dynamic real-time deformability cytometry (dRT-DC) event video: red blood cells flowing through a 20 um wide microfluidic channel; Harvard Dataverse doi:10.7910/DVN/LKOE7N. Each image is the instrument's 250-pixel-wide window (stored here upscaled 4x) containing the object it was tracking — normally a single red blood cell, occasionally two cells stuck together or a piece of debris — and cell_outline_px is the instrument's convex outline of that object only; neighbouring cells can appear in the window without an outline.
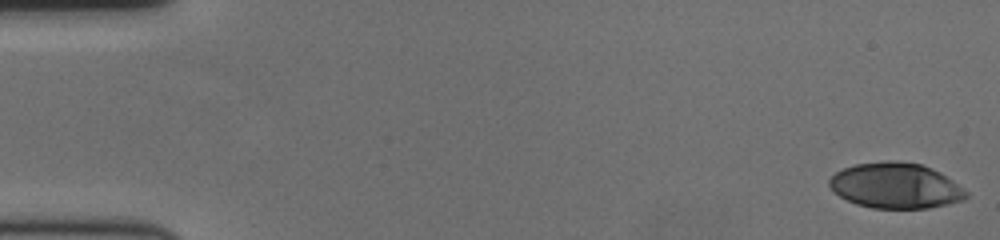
{"species": "human", "species_latin": "Homo sapiens", "temperature_condition": "cold", "stored_images_in_passage": 58, "camera_frame_rate_fps": 3000, "um_per_image_px": 0.085, "donor": {"sex": "female"}, "frame": {"image": 1, "passage_image": 1, "time_ms": 0.0, "image_size_px": [1000, 240], "cell_outline_px": [[968, 196], [964, 200], [948, 204], [928, 208], [872, 208], [856, 204], [840, 196], [828, 184], [828, 180], [836, 172], [844, 168], [856, 164], [884, 160], [896, 160], [920, 164], [932, 168], [940, 172], [952, 180], [968, 192]], "centroid_in_image_um": [76.14, 15.77], "position_along_channel_um": 8.9, "area_um2": 36.3}}
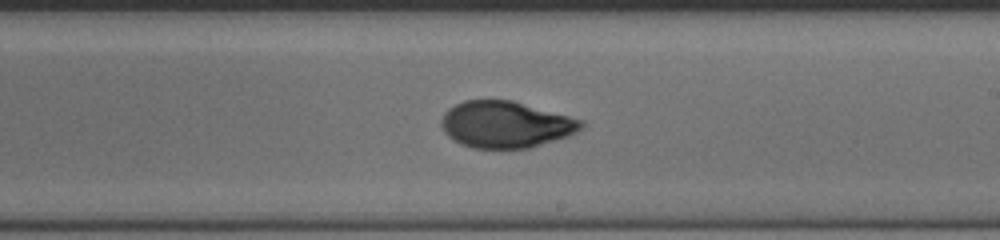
{"frame": {"image": 2, "passage_image": 34, "time_ms": 11.0, "image_size_px": [1000, 240], "cell_outline_px": [[584, 124], [576, 132], [568, 136], [528, 148], [472, 148], [460, 144], [452, 140], [444, 132], [440, 124], [440, 120], [444, 112], [448, 108], [464, 100], [512, 100], [584, 120]], "centroid_in_image_um": [42.94, 10.58], "position_along_channel_um": 246.1, "area_um2": 38.03}}
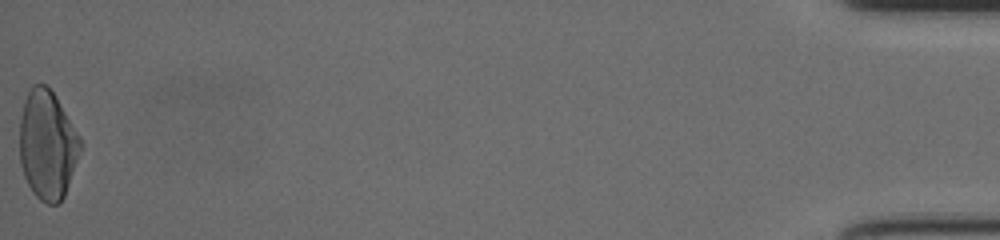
{"frame": {"image": 3, "passage_image": 58, "time_ms": 19.0, "image_size_px": [1000, 240], "cell_outline_px": [[80, 148], [64, 196], [60, 204], [48, 204], [40, 200], [32, 192], [24, 176], [20, 164], [20, 120], [24, 104], [28, 92], [32, 84], [48, 84], [56, 96], [80, 136]], "centroid_in_image_um": [4.01, 12.3], "position_along_channel_um": 431.2, "area_um2": 38.26}, "authors_computed_cell_mechanics": {"area_um2": 37.3677, "velocity_mm_per_s": 3.5689, "shape_relaxation_time_tau1_ms": 6.4071, "shape_relaxation_time_tau2_ms": 1.6706, "deformation_change_tau1": 0.2135, "deformation_change_tau2": 0.0574}}